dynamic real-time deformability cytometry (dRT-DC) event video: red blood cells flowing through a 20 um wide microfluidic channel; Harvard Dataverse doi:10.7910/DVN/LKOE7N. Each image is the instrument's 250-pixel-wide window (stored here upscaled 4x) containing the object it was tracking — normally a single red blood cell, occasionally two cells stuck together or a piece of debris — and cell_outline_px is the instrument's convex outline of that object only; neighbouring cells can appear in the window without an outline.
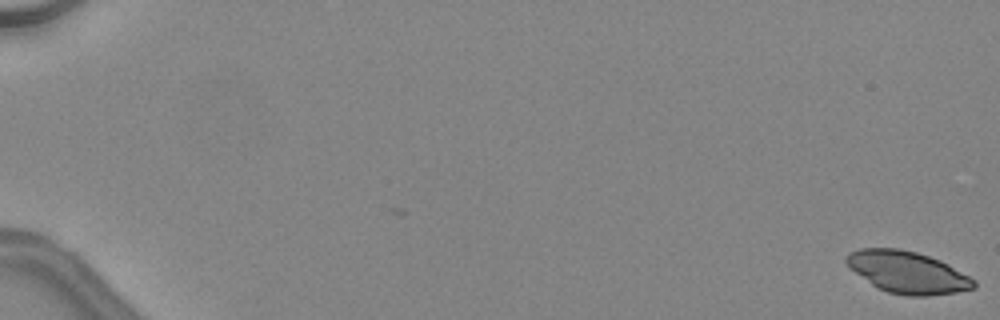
{"species": "common noctule bat (a hibernating species)", "species_latin": "Nyctalus noctula", "temperature_condition": "warm", "stored_images_in_passage": 17, "camera_frame_rate_fps": 3000, "um_per_image_px": 0.085, "animal": {"sex": "female", "body_mass_g": 24.6, "forearm_length_mm": 56.2}, "frame": {"image": 1, "passage_image": 1, "time_ms": 0.0, "image_size_px": [1000, 320], "cell_outline_px": [[976, 288], [956, 292], [928, 296], [908, 296], [888, 292], [876, 288], [848, 268], [844, 260], [848, 252], [860, 248], [900, 248], [916, 252], [940, 260], [948, 264], [976, 280]], "centroid_in_image_um": [77.1, 23.14], "position_along_channel_um": 7.9, "area_um2": 31.44}}